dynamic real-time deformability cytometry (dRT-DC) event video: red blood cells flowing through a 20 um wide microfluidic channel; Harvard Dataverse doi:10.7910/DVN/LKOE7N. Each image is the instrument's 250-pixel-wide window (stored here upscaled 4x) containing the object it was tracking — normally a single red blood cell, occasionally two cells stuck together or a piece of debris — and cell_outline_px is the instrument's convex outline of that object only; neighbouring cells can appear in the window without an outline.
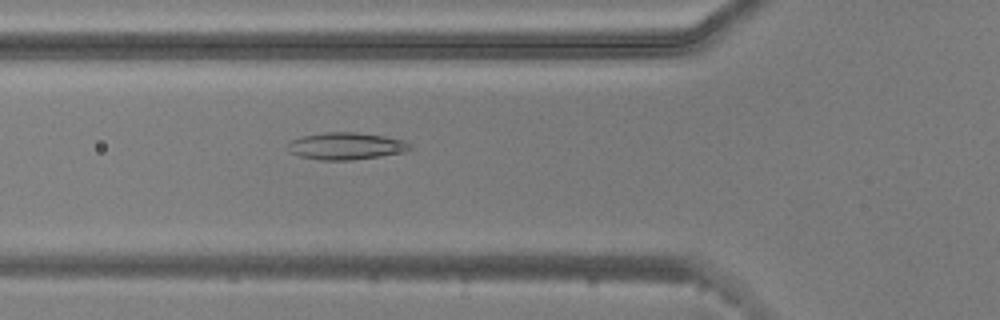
{"species": "common noctule bat (a hibernating species)", "species_latin": "Nyctalus noctula", "temperature_condition": "warm", "stored_images_in_passage": 51, "camera_frame_rate_fps": 3000, "um_per_image_px": 0.085, "animal": {"sex": "male", "body_mass_g": 20.5, "forearm_length_mm": 52.5}, "frame": {"image": 1, "passage_image": 16, "time_ms": 5.0, "image_size_px": [1000, 320], "cell_outline_px": [[412, 148], [404, 152], [380, 156], [352, 160], [320, 160], [300, 156], [288, 152], [288, 144], [292, 140], [304, 136], [324, 132], [356, 132], [384, 136], [404, 140], [412, 144]], "centroid_in_image_um": [29.43, 12.41], "position_along_channel_um": 96.4, "area_um2": 19.31}}
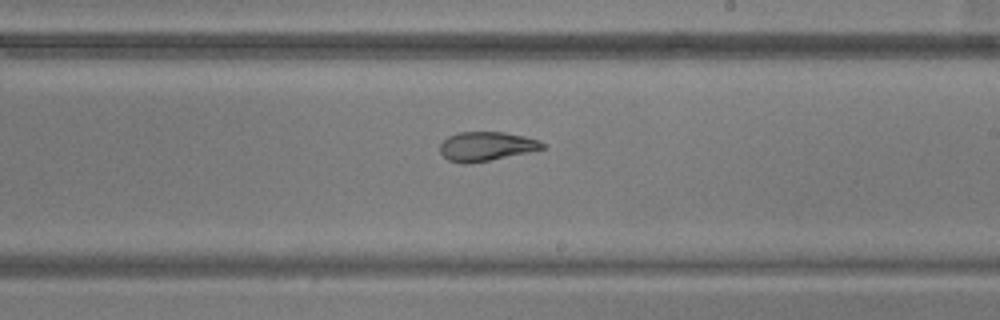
{"frame": {"image": 2, "passage_image": 28, "time_ms": 9.0, "image_size_px": [1000, 320], "cell_outline_px": [[548, 144], [544, 148], [528, 152], [468, 164], [464, 164], [448, 160], [440, 152], [440, 144], [448, 136], [460, 132], [504, 132], [524, 136], [540, 140]], "centroid_in_image_um": [41.35, 12.43], "position_along_channel_um": 247.7, "area_um2": 17.34}}
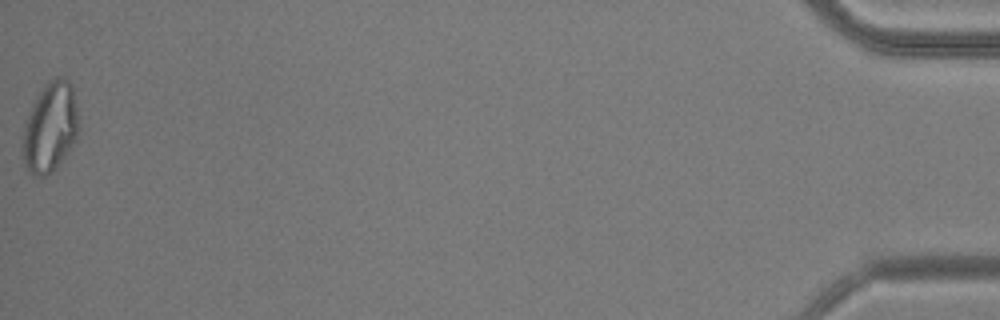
{"frame": {"image": 3, "passage_image": 51, "time_ms": 16.667, "image_size_px": [1000, 320], "cell_outline_px": [[80, 124], [76, 136], [68, 152], [56, 168], [52, 172], [44, 176], [32, 176], [28, 172], [20, 156], [24, 124], [32, 104], [44, 84], [52, 76], [60, 76], [68, 80], [72, 84]], "centroid_in_image_um": [4.24, 10.82], "position_along_channel_um": 431.0, "area_um2": 30.0}, "authors_computed_cell_mechanics": {"area_um2": 21.2704, "velocity_mm_per_s": 3.7658, "shape_relaxation_time_tau1_ms": null, "shape_relaxation_time_tau2_ms": 3.0521, "deformation_change_tau1": null, "deformation_change_tau2": 0.1003}}